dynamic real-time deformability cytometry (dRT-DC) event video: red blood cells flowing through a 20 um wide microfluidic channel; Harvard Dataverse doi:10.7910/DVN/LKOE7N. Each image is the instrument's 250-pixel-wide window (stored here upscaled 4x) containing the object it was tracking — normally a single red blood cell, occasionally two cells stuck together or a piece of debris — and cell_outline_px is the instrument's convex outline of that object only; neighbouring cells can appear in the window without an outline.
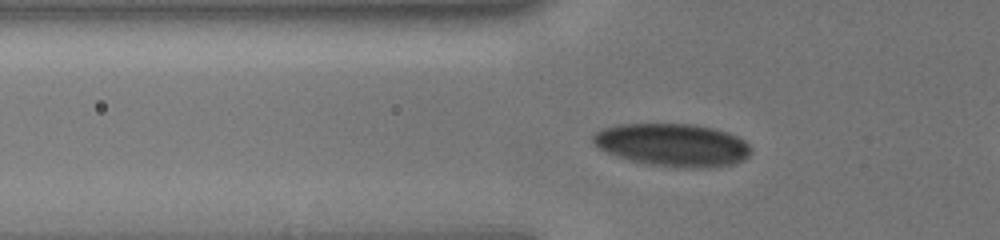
{"species": "human", "species_latin": "Homo sapiens", "temperature_condition": "cold", "stored_images_in_passage": 45, "camera_frame_rate_fps": 3000, "um_per_image_px": 0.085, "donor": {"sex": "male"}, "frame": {"image": 1, "passage_image": 13, "time_ms": 4.0, "image_size_px": [1000, 240], "cell_outline_px": [[752, 152], [744, 160], [732, 164], [708, 168], [676, 168], [648, 164], [632, 160], [608, 152], [600, 148], [592, 140], [592, 136], [596, 132], [604, 128], [616, 124], [696, 124], [728, 132], [744, 140], [752, 148]], "centroid_in_image_um": [57.23, 12.32], "position_along_channel_um": 68.6, "area_um2": 39.42}}
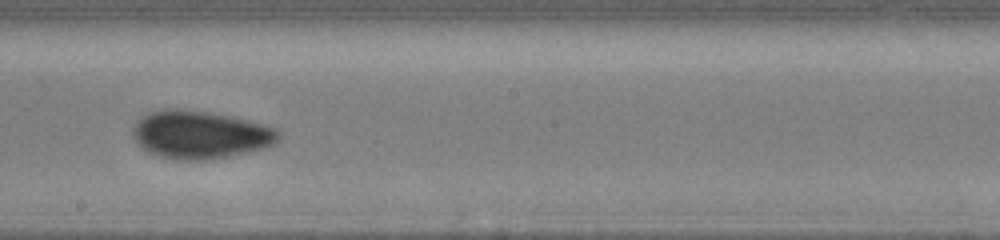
{"frame": {"image": 2, "passage_image": 26, "time_ms": 8.333, "image_size_px": [1000, 240], "cell_outline_px": [[280, 140], [276, 144], [264, 148], [248, 152], [228, 156], [204, 160], [176, 160], [160, 156], [144, 148], [132, 136], [132, 128], [136, 120], [140, 116], [148, 112], [164, 108], [180, 108], [208, 112], [232, 116], [248, 120], [276, 128], [280, 132]], "centroid_in_image_um": [17.02, 11.43], "position_along_channel_um": 231.2, "area_um2": 40.98}}
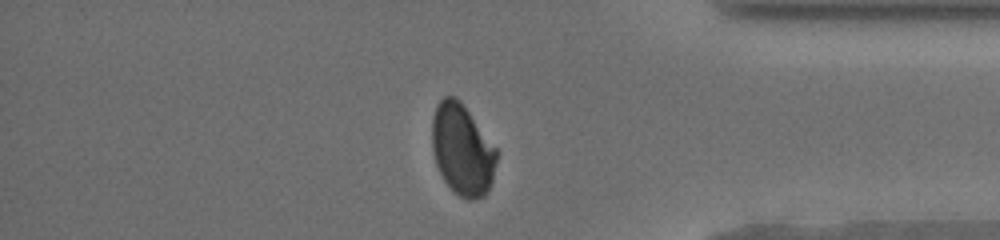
{"frame": {"image": 3, "passage_image": 40, "time_ms": 13.0, "image_size_px": [1000, 240], "cell_outline_px": [[500, 152], [492, 180], [484, 196], [472, 200], [468, 200], [452, 192], [444, 180], [436, 164], [432, 152], [432, 116], [436, 104], [444, 96], [456, 96], [460, 100]], "centroid_in_image_um": [39.29, 12.72], "position_along_channel_um": 395.9, "area_um2": 34.8}}